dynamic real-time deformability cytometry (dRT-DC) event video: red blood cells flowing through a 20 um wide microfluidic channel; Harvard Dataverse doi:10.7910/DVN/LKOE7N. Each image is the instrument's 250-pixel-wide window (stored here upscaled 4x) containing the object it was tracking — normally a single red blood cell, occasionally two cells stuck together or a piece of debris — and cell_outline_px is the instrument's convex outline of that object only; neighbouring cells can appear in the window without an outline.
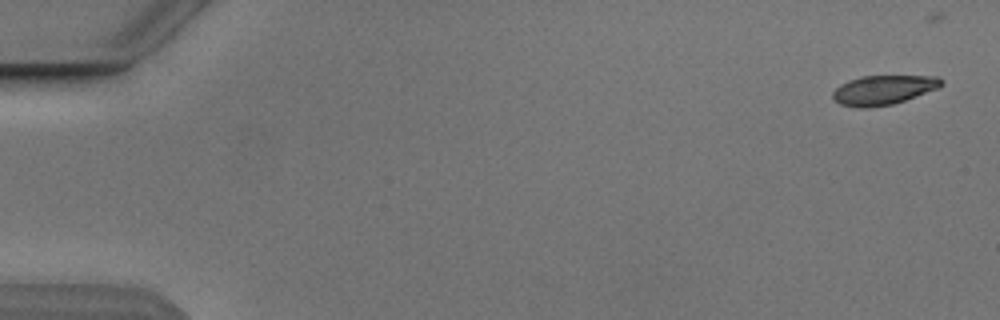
{"species": "Egyptian fruit bat (a non-hibernating species)", "species_latin": "Rousettus aegyptiacus", "temperature_condition": "cold", "stored_images_in_passage": 8, "camera_frame_rate_fps": 3000, "um_per_image_px": 0.085, "animal": {"sex": "male"}, "frame": {"image": 1, "passage_image": 1, "time_ms": 0.0, "image_size_px": [1000, 320], "cell_outline_px": [[944, 84], [936, 88], [904, 100], [892, 104], [868, 108], [856, 108], [840, 104], [832, 100], [832, 92], [840, 84], [848, 80], [860, 76], [940, 76], [944, 80]], "centroid_in_image_um": [75.03, 7.64], "position_along_channel_um": 10.0, "area_um2": 18.67}}
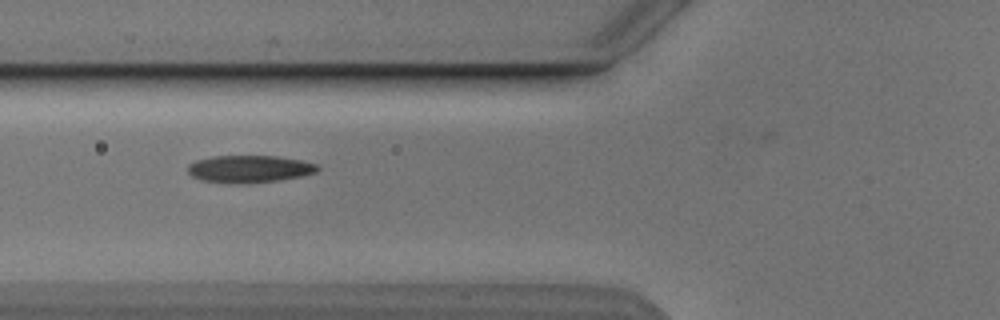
{"frame": {"image": 2, "passage_image": 6, "time_ms": 6.333, "image_size_px": [1000, 320], "cell_outline_px": [[320, 168], [316, 172], [300, 176], [280, 180], [200, 180], [192, 176], [188, 172], [188, 164], [196, 160], [212, 156], [276, 156], [300, 160], [320, 164]], "centroid_in_image_um": [21.25, 14.29], "position_along_channel_um": 104.6, "area_um2": 19.54}}
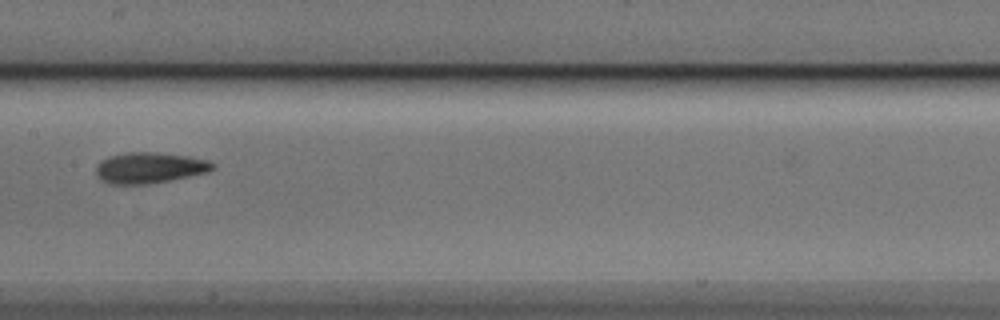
{"frame": {"image": 3, "passage_image": 8, "time_ms": 8.667, "image_size_px": [1000, 320], "cell_outline_px": [[216, 168], [208, 172], [148, 184], [112, 184], [100, 180], [96, 172], [96, 168], [100, 160], [108, 156], [128, 152], [156, 152], [188, 156], [208, 160], [216, 164]], "centroid_in_image_um": [12.71, 14.25], "position_along_channel_um": 194.7, "area_um2": 21.04}}